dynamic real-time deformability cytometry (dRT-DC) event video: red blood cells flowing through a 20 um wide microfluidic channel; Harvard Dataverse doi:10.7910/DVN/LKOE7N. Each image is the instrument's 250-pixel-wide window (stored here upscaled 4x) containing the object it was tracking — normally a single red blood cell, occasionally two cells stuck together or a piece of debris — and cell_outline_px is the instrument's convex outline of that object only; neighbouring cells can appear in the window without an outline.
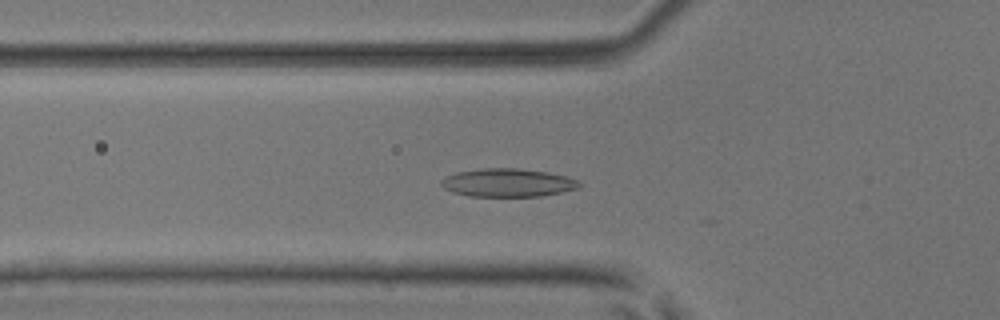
{"species": "common noctule bat (a hibernating species)", "species_latin": "Nyctalus noctula", "temperature_condition": "room temperature", "stored_images_in_passage": 29, "camera_frame_rate_fps": 3000, "um_per_image_px": 0.085, "animal": {"sex": "male", "body_mass_g": 17.9, "forearm_length_mm": 54.2}, "frame": {"image": 1, "passage_image": 20, "time_ms": 6.333, "image_size_px": [1000, 320], "cell_outline_px": [[580, 188], [540, 196], [468, 196], [452, 192], [444, 188], [440, 184], [440, 180], [444, 176], [456, 172], [480, 168], [520, 168], [548, 172], [568, 176], [580, 180]], "centroid_in_image_um": [43.15, 15.52], "position_along_channel_um": 82.7, "area_um2": 23.0}}
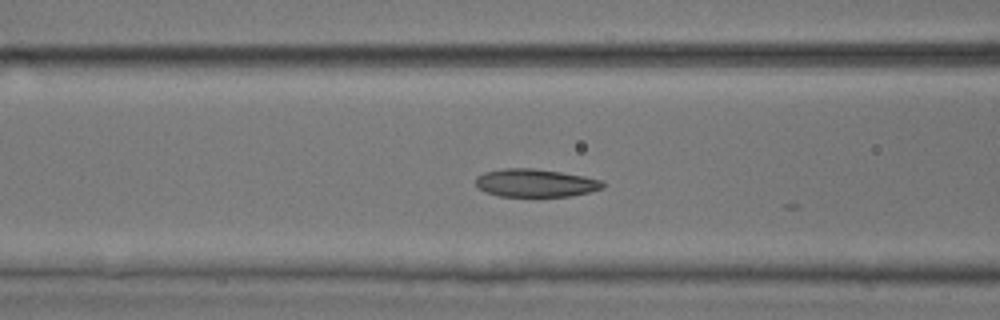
{"frame": {"image": 2, "passage_image": 23, "time_ms": 7.333, "image_size_px": [1000, 320], "cell_outline_px": [[604, 188], [572, 196], [500, 196], [476, 188], [476, 176], [484, 172], [504, 168], [532, 168], [560, 172], [584, 176], [604, 180]], "centroid_in_image_um": [45.52, 15.55], "position_along_channel_um": 121.1, "area_um2": 20.75}}
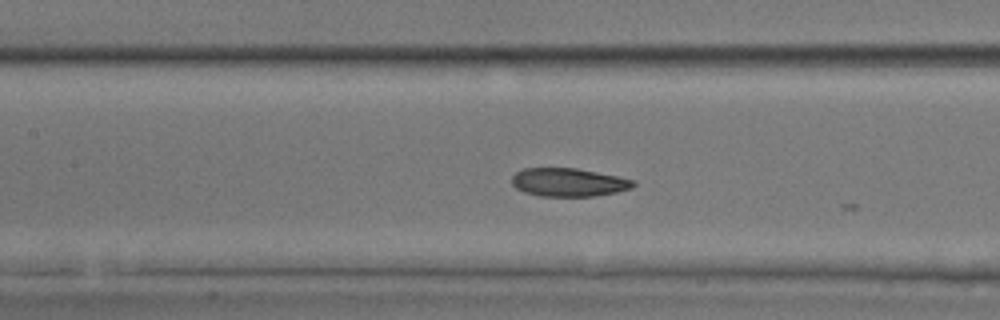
{"frame": {"image": 3, "passage_image": 26, "time_ms": 8.333, "image_size_px": [1000, 320], "cell_outline_px": [[636, 184], [632, 188], [616, 192], [592, 196], [540, 196], [524, 192], [516, 188], [512, 184], [512, 176], [516, 172], [524, 168], [576, 168], [636, 180]], "centroid_in_image_um": [48.32, 15.49], "position_along_channel_um": 159.1, "area_um2": 20.0}}